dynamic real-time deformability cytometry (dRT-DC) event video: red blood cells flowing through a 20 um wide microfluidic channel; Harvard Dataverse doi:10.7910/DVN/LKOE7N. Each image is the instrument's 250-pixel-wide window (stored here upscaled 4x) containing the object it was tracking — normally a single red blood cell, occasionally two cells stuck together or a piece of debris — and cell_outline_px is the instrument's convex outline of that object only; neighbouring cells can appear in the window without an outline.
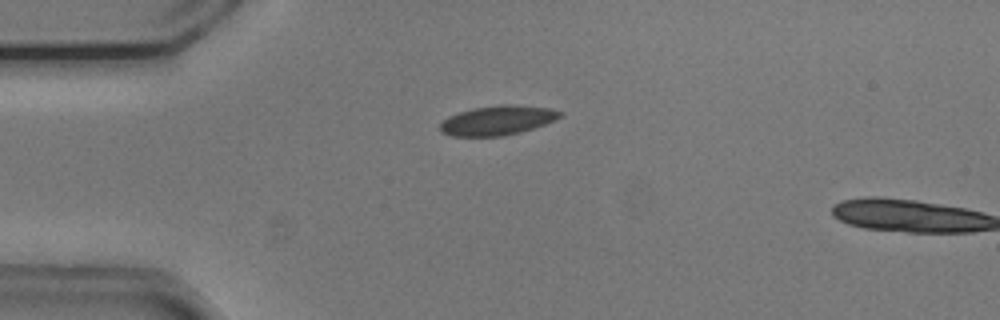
{"species": "common noctule bat (a hibernating species)", "species_latin": "Nyctalus noctula", "temperature_condition": "cold", "stored_images_in_passage": 4, "camera_frame_rate_fps": 3000, "um_per_image_px": 0.085, "animal": {"sex": "male", "body_mass_g": 20.5, "forearm_length_mm": 52.5}, "frame": {"image": 1, "passage_image": 3, "time_ms": 0.667, "image_size_px": [1000, 320], "cell_outline_px": [[564, 116], [556, 120], [520, 132], [504, 136], [452, 136], [440, 132], [440, 124], [448, 116], [472, 108], [504, 104], [512, 104], [548, 108], [564, 112]], "centroid_in_image_um": [42.31, 10.23], "position_along_channel_um": 42.7, "area_um2": 20.63}}